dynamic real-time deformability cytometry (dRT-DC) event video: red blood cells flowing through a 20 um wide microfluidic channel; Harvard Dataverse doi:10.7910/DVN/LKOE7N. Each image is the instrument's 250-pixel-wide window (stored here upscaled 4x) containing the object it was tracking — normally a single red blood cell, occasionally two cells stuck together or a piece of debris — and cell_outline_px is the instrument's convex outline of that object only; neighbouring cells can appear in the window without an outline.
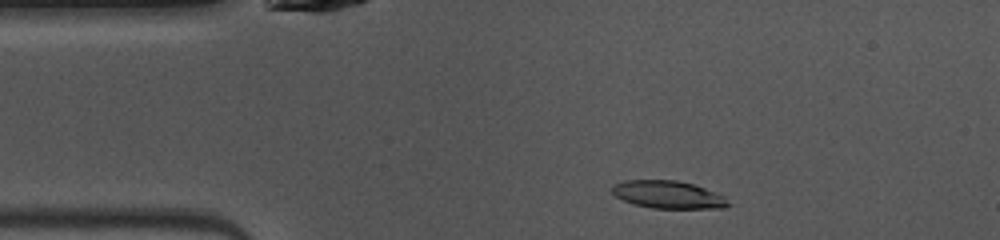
{"species": "common noctule bat (a hibernating species)", "species_latin": "Nyctalus noctula", "temperature_condition": "warm", "stored_images_in_passage": 44, "camera_frame_rate_fps": 3000, "um_per_image_px": 0.085, "animal": {"sex": "female", "body_mass_g": 10.0, "forearm_length_mm": 53.1}, "frame": {"image": 1, "passage_image": 4, "time_ms": 1.0, "image_size_px": [1000, 240], "cell_outline_px": [[732, 204], [724, 208], [652, 208], [632, 204], [616, 196], [612, 192], [612, 184], [624, 180], [676, 180], [692, 184], [704, 188], [724, 196]], "centroid_in_image_um": [56.78, 16.54], "position_along_channel_um": 28.2, "area_um2": 18.73}}
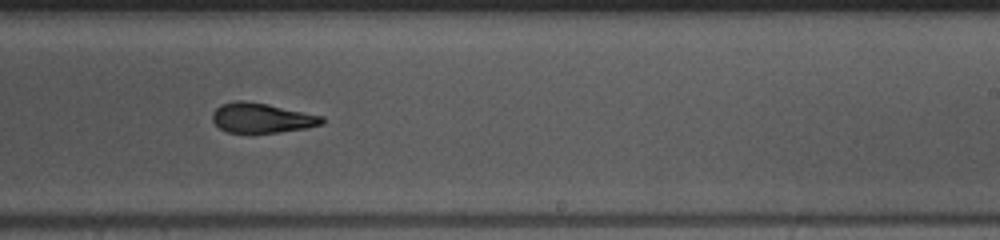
{"frame": {"image": 2, "passage_image": 24, "time_ms": 7.667, "image_size_px": [1000, 240], "cell_outline_px": [[324, 124], [308, 128], [280, 132], [228, 132], [220, 128], [212, 120], [212, 112], [220, 104], [236, 100], [244, 100], [268, 104], [324, 116]], "centroid_in_image_um": [22.27, 10.01], "position_along_channel_um": 266.7, "area_um2": 19.13}}
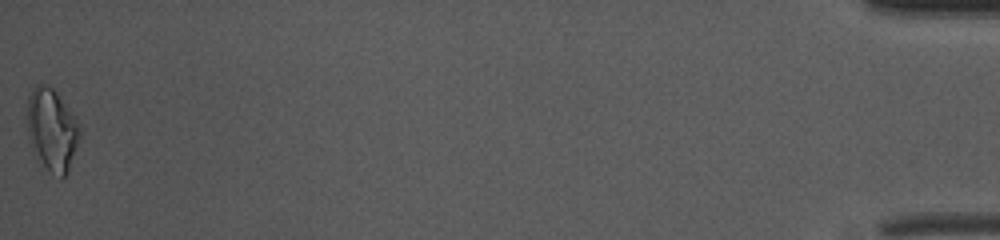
{"frame": {"image": 3, "passage_image": 44, "time_ms": 14.333, "image_size_px": [1000, 240], "cell_outline_px": [[80, 136], [68, 172], [60, 180], [44, 164], [28, 132], [28, 96], [32, 88], [36, 84], [44, 84], [52, 88], [56, 92], [80, 128]], "centroid_in_image_um": [4.44, 10.99], "position_along_channel_um": 430.8, "area_um2": 23.87}, "authors_computed_cell_mechanics": {"area_um2": 19.7098, "velocity_mm_per_s": 4.0725, "shape_relaxation_time_tau1_ms": 5.7546, "shape_relaxation_time_tau2_ms": 4.5266, "deformation_change_tau1": 0.2162, "deformation_change_tau2": 0.0788}}